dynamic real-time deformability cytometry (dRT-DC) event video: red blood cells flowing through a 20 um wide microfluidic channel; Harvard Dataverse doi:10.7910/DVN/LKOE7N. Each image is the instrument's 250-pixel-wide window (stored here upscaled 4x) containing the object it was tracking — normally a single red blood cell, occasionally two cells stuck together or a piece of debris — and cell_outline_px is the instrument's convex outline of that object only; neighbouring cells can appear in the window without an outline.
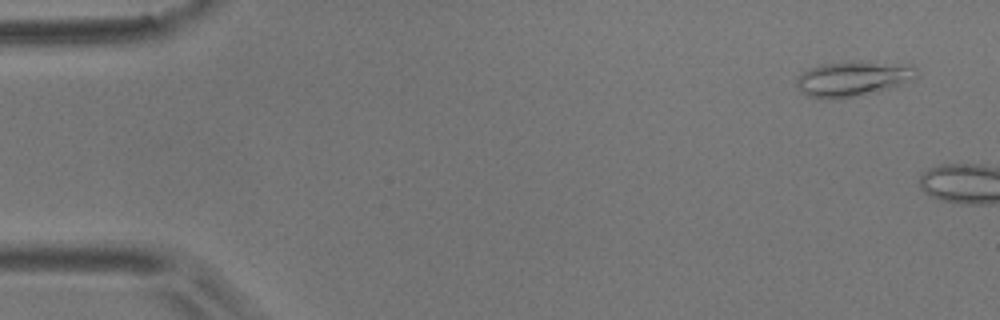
{"species": "common noctule bat (a hibernating species)", "species_latin": "Nyctalus noctula", "temperature_condition": "room temperature", "stored_images_in_passage": 2, "camera_frame_rate_fps": 3000, "um_per_image_px": 0.085, "animal": {"sex": "male", "body_mass_g": 17.9}, "frame": {"image": 1, "passage_image": 1, "time_ms": 0.0, "image_size_px": [1000, 320], "cell_outline_px": [[920, 76], [916, 80], [880, 92], [856, 96], [824, 100], [808, 96], [796, 84], [796, 76], [808, 68], [820, 64], [848, 60], [868, 60], [912, 64], [916, 68]], "centroid_in_image_um": [72.6, 6.65], "position_along_channel_um": 12.4, "area_um2": 25.84}}